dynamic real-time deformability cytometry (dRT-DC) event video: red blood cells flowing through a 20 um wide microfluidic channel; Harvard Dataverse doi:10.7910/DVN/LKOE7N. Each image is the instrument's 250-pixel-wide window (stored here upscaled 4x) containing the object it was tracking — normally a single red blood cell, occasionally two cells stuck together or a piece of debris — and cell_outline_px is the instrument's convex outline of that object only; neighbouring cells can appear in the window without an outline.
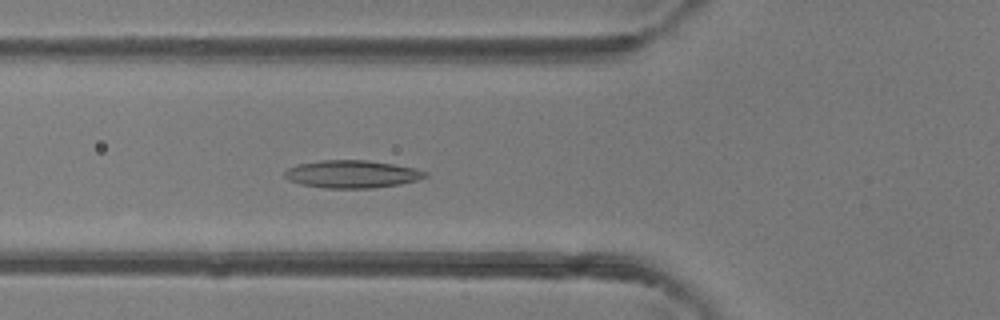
{"species": "common noctule bat (a hibernating species)", "species_latin": "Nyctalus noctula", "temperature_condition": "room temperature", "stored_images_in_passage": 48, "camera_frame_rate_fps": 3000, "um_per_image_px": 0.085, "animal": {"sex": "female"}, "frame": {"image": 1, "passage_image": 18, "time_ms": 5.667, "image_size_px": [1000, 320], "cell_outline_px": [[428, 176], [416, 180], [400, 184], [372, 188], [328, 188], [300, 184], [288, 180], [284, 176], [284, 172], [288, 168], [296, 164], [320, 160], [368, 160], [416, 168], [428, 172]], "centroid_in_image_um": [29.91, 14.79], "position_along_channel_um": 95.9, "area_um2": 22.72}}
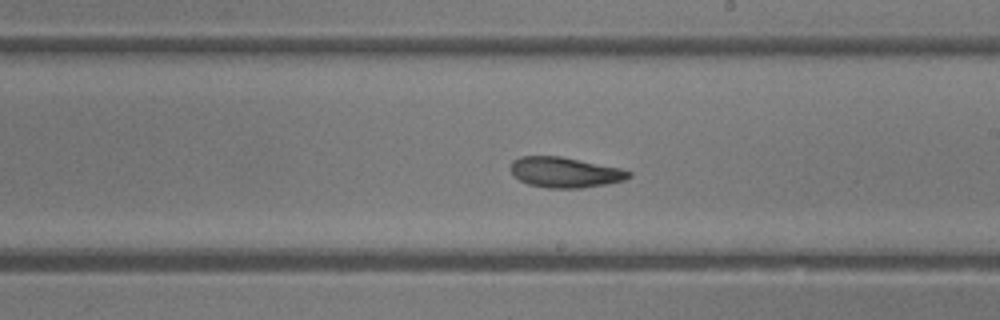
{"frame": {"image": 2, "passage_image": 28, "time_ms": 9.0, "image_size_px": [1000, 320], "cell_outline_px": [[632, 176], [624, 180], [604, 184], [580, 188], [548, 188], [528, 184], [512, 176], [508, 168], [512, 160], [520, 156], [560, 156], [620, 168], [632, 172]], "centroid_in_image_um": [47.96, 14.64], "position_along_channel_um": 241.0, "area_um2": 21.04}}
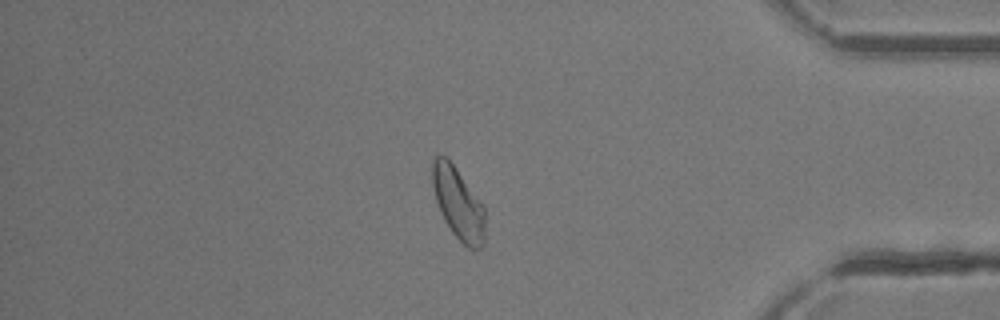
{"frame": {"image": 3, "passage_image": 41, "time_ms": 13.333, "image_size_px": [1000, 320], "cell_outline_px": [[484, 244], [480, 248], [468, 248], [452, 232], [444, 220], [440, 212], [436, 200], [432, 184], [432, 160], [436, 156], [444, 156], [452, 164], [484, 204]], "centroid_in_image_um": [38.95, 17.3], "position_along_channel_um": 396.3, "area_um2": 21.79}, "authors_computed_cell_mechanics": {"area_um2": 22.1663, "velocity_mm_per_s": 4.3418, "shape_relaxation_time_tau1_ms": 5.9169, "shape_relaxation_time_tau2_ms": 7.0974, "deformation_change_tau1": 0.1504, "deformation_change_tau2": 0.1664}}